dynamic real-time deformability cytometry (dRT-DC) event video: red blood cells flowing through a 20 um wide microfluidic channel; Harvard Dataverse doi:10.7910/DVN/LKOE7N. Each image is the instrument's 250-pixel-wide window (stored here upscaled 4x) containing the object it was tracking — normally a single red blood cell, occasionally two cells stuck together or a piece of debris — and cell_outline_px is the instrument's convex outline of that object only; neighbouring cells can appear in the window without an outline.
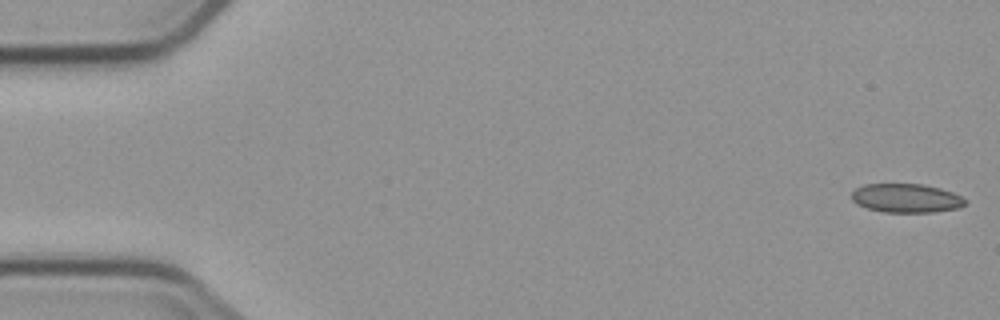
{"species": "common noctule bat (a hibernating species)", "species_latin": "Nyctalus noctula", "temperature_condition": "cold", "stored_images_in_passage": 6, "camera_frame_rate_fps": 3000, "um_per_image_px": 0.085, "animal": {"sex": "male", "body_mass_g": 23.1, "forearm_length_mm": 52.7}, "frame": {"image": 1, "passage_image": 1, "time_ms": 0.0, "image_size_px": [1000, 320], "cell_outline_px": [[968, 200], [964, 204], [956, 208], [932, 212], [884, 212], [868, 208], [856, 204], [852, 200], [852, 192], [856, 188], [864, 184], [924, 184], [940, 188], [952, 192]], "centroid_in_image_um": [77.01, 16.83], "position_along_channel_um": 8.0, "area_um2": 19.02}}
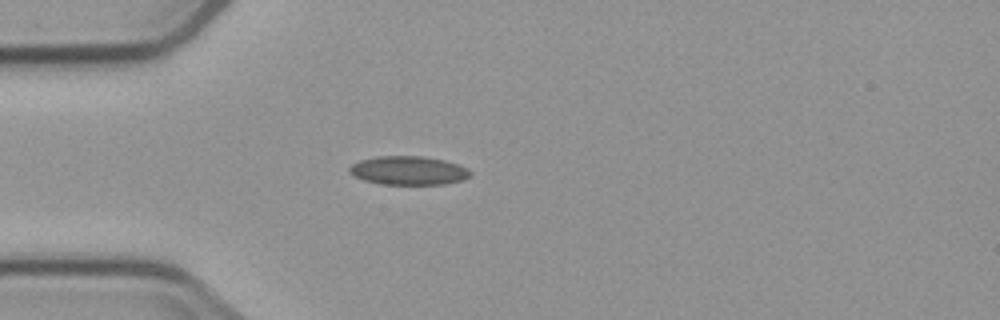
{"frame": {"image": 2, "passage_image": 5, "time_ms": 4.667, "image_size_px": [1000, 320], "cell_outline_px": [[472, 176], [464, 180], [444, 184], [384, 184], [364, 180], [348, 172], [348, 168], [352, 164], [360, 160], [376, 156], [420, 156], [444, 160], [460, 164], [468, 168], [472, 172]], "centroid_in_image_um": [34.77, 14.49], "position_along_channel_um": 50.2, "area_um2": 20.35}}